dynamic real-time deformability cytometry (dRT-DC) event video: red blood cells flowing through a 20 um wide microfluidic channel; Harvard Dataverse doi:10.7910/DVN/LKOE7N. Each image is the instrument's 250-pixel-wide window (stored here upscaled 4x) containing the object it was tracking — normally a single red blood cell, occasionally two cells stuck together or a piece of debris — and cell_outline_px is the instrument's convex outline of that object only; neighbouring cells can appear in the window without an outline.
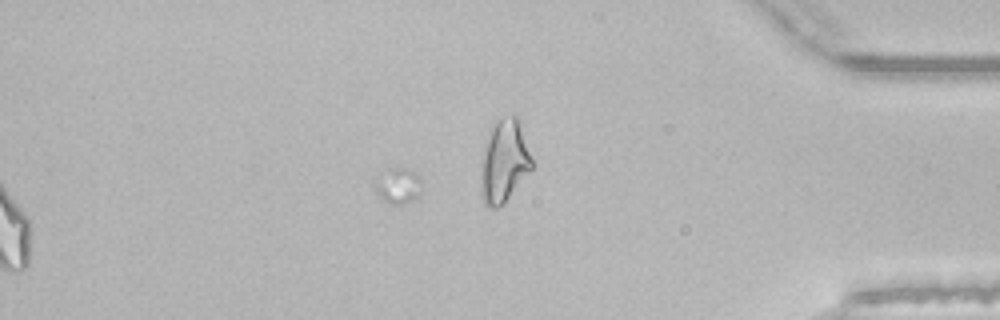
{"species": "common noctule bat (a hibernating species)", "species_latin": "Nyctalus noctula", "temperature_condition": "room temperature", "stored_images_in_passage": 53, "segment_of_instrument_passage": [2, 2], "camera_frame_rate_fps": 3000, "um_per_image_px": 0.085, "animal": {"sex": "male", "body_mass_g": 21.5, "forearm_length_mm": 52.0}, "frame": {"image": 1, "passage_image": 53, "time_ms": 17.333, "image_size_px": [1000, 320], "cell_outline_px": [[420, 196], [408, 204], [388, 204], [372, 188], [372, 184], [388, 168], [396, 164], [420, 176]], "centroid_in_image_um": [33.82, 15.79], "position_along_channel_um": 401.4, "area_um2": 10.06}}